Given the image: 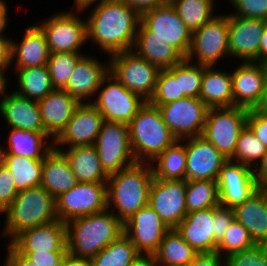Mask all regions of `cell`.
<instances>
[{
  "label": "cell",
  "mask_w": 267,
  "mask_h": 266,
  "mask_svg": "<svg viewBox=\"0 0 267 266\" xmlns=\"http://www.w3.org/2000/svg\"><path fill=\"white\" fill-rule=\"evenodd\" d=\"M267 21L228 15L230 57L259 62V45Z\"/></svg>",
  "instance_id": "obj_20"
},
{
  "label": "cell",
  "mask_w": 267,
  "mask_h": 266,
  "mask_svg": "<svg viewBox=\"0 0 267 266\" xmlns=\"http://www.w3.org/2000/svg\"><path fill=\"white\" fill-rule=\"evenodd\" d=\"M232 74L233 106L256 109L261 101L265 81V64L241 62Z\"/></svg>",
  "instance_id": "obj_21"
},
{
  "label": "cell",
  "mask_w": 267,
  "mask_h": 266,
  "mask_svg": "<svg viewBox=\"0 0 267 266\" xmlns=\"http://www.w3.org/2000/svg\"><path fill=\"white\" fill-rule=\"evenodd\" d=\"M108 73L109 59L108 63L106 61L104 64L96 56L91 57L85 53L75 66L63 90L80 103H91L93 101L92 96H96L102 80Z\"/></svg>",
  "instance_id": "obj_22"
},
{
  "label": "cell",
  "mask_w": 267,
  "mask_h": 266,
  "mask_svg": "<svg viewBox=\"0 0 267 266\" xmlns=\"http://www.w3.org/2000/svg\"><path fill=\"white\" fill-rule=\"evenodd\" d=\"M253 174L259 188L267 189V153L253 169Z\"/></svg>",
  "instance_id": "obj_55"
},
{
  "label": "cell",
  "mask_w": 267,
  "mask_h": 266,
  "mask_svg": "<svg viewBox=\"0 0 267 266\" xmlns=\"http://www.w3.org/2000/svg\"><path fill=\"white\" fill-rule=\"evenodd\" d=\"M18 192L9 169L6 166L0 167V214L12 204Z\"/></svg>",
  "instance_id": "obj_48"
},
{
  "label": "cell",
  "mask_w": 267,
  "mask_h": 266,
  "mask_svg": "<svg viewBox=\"0 0 267 266\" xmlns=\"http://www.w3.org/2000/svg\"><path fill=\"white\" fill-rule=\"evenodd\" d=\"M96 97L91 104L104 121L127 125L146 102L140 95L125 88L110 72L102 80Z\"/></svg>",
  "instance_id": "obj_10"
},
{
  "label": "cell",
  "mask_w": 267,
  "mask_h": 266,
  "mask_svg": "<svg viewBox=\"0 0 267 266\" xmlns=\"http://www.w3.org/2000/svg\"><path fill=\"white\" fill-rule=\"evenodd\" d=\"M186 27L194 32L217 16L215 0H168Z\"/></svg>",
  "instance_id": "obj_38"
},
{
  "label": "cell",
  "mask_w": 267,
  "mask_h": 266,
  "mask_svg": "<svg viewBox=\"0 0 267 266\" xmlns=\"http://www.w3.org/2000/svg\"><path fill=\"white\" fill-rule=\"evenodd\" d=\"M254 244L247 229L234 219L222 240L217 244L216 252L225 258L235 252L248 249Z\"/></svg>",
  "instance_id": "obj_44"
},
{
  "label": "cell",
  "mask_w": 267,
  "mask_h": 266,
  "mask_svg": "<svg viewBox=\"0 0 267 266\" xmlns=\"http://www.w3.org/2000/svg\"><path fill=\"white\" fill-rule=\"evenodd\" d=\"M247 126L267 148V113L257 109H248Z\"/></svg>",
  "instance_id": "obj_50"
},
{
  "label": "cell",
  "mask_w": 267,
  "mask_h": 266,
  "mask_svg": "<svg viewBox=\"0 0 267 266\" xmlns=\"http://www.w3.org/2000/svg\"><path fill=\"white\" fill-rule=\"evenodd\" d=\"M43 160L31 159L19 155H6L5 163L9 172L14 176L15 186L18 191L41 184Z\"/></svg>",
  "instance_id": "obj_37"
},
{
  "label": "cell",
  "mask_w": 267,
  "mask_h": 266,
  "mask_svg": "<svg viewBox=\"0 0 267 266\" xmlns=\"http://www.w3.org/2000/svg\"><path fill=\"white\" fill-rule=\"evenodd\" d=\"M228 34V14H218L210 22L192 32L186 59L203 66H215L219 59L230 57ZM194 59L197 61L194 62Z\"/></svg>",
  "instance_id": "obj_11"
},
{
  "label": "cell",
  "mask_w": 267,
  "mask_h": 266,
  "mask_svg": "<svg viewBox=\"0 0 267 266\" xmlns=\"http://www.w3.org/2000/svg\"><path fill=\"white\" fill-rule=\"evenodd\" d=\"M140 253L130 239L121 235L91 259L92 266H129Z\"/></svg>",
  "instance_id": "obj_39"
},
{
  "label": "cell",
  "mask_w": 267,
  "mask_h": 266,
  "mask_svg": "<svg viewBox=\"0 0 267 266\" xmlns=\"http://www.w3.org/2000/svg\"><path fill=\"white\" fill-rule=\"evenodd\" d=\"M3 148L4 147L0 145V167L4 166L5 163L6 151Z\"/></svg>",
  "instance_id": "obj_63"
},
{
  "label": "cell",
  "mask_w": 267,
  "mask_h": 266,
  "mask_svg": "<svg viewBox=\"0 0 267 266\" xmlns=\"http://www.w3.org/2000/svg\"><path fill=\"white\" fill-rule=\"evenodd\" d=\"M80 102L67 91L54 89L38 101L45 131L55 139L66 127Z\"/></svg>",
  "instance_id": "obj_25"
},
{
  "label": "cell",
  "mask_w": 267,
  "mask_h": 266,
  "mask_svg": "<svg viewBox=\"0 0 267 266\" xmlns=\"http://www.w3.org/2000/svg\"><path fill=\"white\" fill-rule=\"evenodd\" d=\"M14 70L19 85L14 92L19 96L38 102L54 90L47 65Z\"/></svg>",
  "instance_id": "obj_35"
},
{
  "label": "cell",
  "mask_w": 267,
  "mask_h": 266,
  "mask_svg": "<svg viewBox=\"0 0 267 266\" xmlns=\"http://www.w3.org/2000/svg\"><path fill=\"white\" fill-rule=\"evenodd\" d=\"M267 153V148L246 125L237 139L233 157L230 159L253 169Z\"/></svg>",
  "instance_id": "obj_42"
},
{
  "label": "cell",
  "mask_w": 267,
  "mask_h": 266,
  "mask_svg": "<svg viewBox=\"0 0 267 266\" xmlns=\"http://www.w3.org/2000/svg\"><path fill=\"white\" fill-rule=\"evenodd\" d=\"M66 247L69 255L92 259L124 234V223L108 208L65 223Z\"/></svg>",
  "instance_id": "obj_2"
},
{
  "label": "cell",
  "mask_w": 267,
  "mask_h": 266,
  "mask_svg": "<svg viewBox=\"0 0 267 266\" xmlns=\"http://www.w3.org/2000/svg\"><path fill=\"white\" fill-rule=\"evenodd\" d=\"M54 266H64V258L57 264H55Z\"/></svg>",
  "instance_id": "obj_65"
},
{
  "label": "cell",
  "mask_w": 267,
  "mask_h": 266,
  "mask_svg": "<svg viewBox=\"0 0 267 266\" xmlns=\"http://www.w3.org/2000/svg\"><path fill=\"white\" fill-rule=\"evenodd\" d=\"M129 140L136 162L152 163L177 139L162 119L157 106L148 101L129 122Z\"/></svg>",
  "instance_id": "obj_5"
},
{
  "label": "cell",
  "mask_w": 267,
  "mask_h": 266,
  "mask_svg": "<svg viewBox=\"0 0 267 266\" xmlns=\"http://www.w3.org/2000/svg\"><path fill=\"white\" fill-rule=\"evenodd\" d=\"M247 114L248 109L239 106L209 108L201 136L231 159L237 139L247 125Z\"/></svg>",
  "instance_id": "obj_8"
},
{
  "label": "cell",
  "mask_w": 267,
  "mask_h": 266,
  "mask_svg": "<svg viewBox=\"0 0 267 266\" xmlns=\"http://www.w3.org/2000/svg\"><path fill=\"white\" fill-rule=\"evenodd\" d=\"M175 230L198 253L215 251L213 208L187 213Z\"/></svg>",
  "instance_id": "obj_26"
},
{
  "label": "cell",
  "mask_w": 267,
  "mask_h": 266,
  "mask_svg": "<svg viewBox=\"0 0 267 266\" xmlns=\"http://www.w3.org/2000/svg\"><path fill=\"white\" fill-rule=\"evenodd\" d=\"M103 122L102 115L91 103H80L66 127L54 139V148L94 145Z\"/></svg>",
  "instance_id": "obj_18"
},
{
  "label": "cell",
  "mask_w": 267,
  "mask_h": 266,
  "mask_svg": "<svg viewBox=\"0 0 267 266\" xmlns=\"http://www.w3.org/2000/svg\"><path fill=\"white\" fill-rule=\"evenodd\" d=\"M235 219L247 229L255 244H267V189L259 188L234 208Z\"/></svg>",
  "instance_id": "obj_28"
},
{
  "label": "cell",
  "mask_w": 267,
  "mask_h": 266,
  "mask_svg": "<svg viewBox=\"0 0 267 266\" xmlns=\"http://www.w3.org/2000/svg\"><path fill=\"white\" fill-rule=\"evenodd\" d=\"M235 219L233 208L218 205L213 207V222L215 226V251L217 244L222 240L224 234Z\"/></svg>",
  "instance_id": "obj_49"
},
{
  "label": "cell",
  "mask_w": 267,
  "mask_h": 266,
  "mask_svg": "<svg viewBox=\"0 0 267 266\" xmlns=\"http://www.w3.org/2000/svg\"><path fill=\"white\" fill-rule=\"evenodd\" d=\"M157 106L162 119L177 140L201 136L208 107L196 97H185Z\"/></svg>",
  "instance_id": "obj_13"
},
{
  "label": "cell",
  "mask_w": 267,
  "mask_h": 266,
  "mask_svg": "<svg viewBox=\"0 0 267 266\" xmlns=\"http://www.w3.org/2000/svg\"><path fill=\"white\" fill-rule=\"evenodd\" d=\"M64 266H92V263L90 259L76 258L67 253L64 257Z\"/></svg>",
  "instance_id": "obj_60"
},
{
  "label": "cell",
  "mask_w": 267,
  "mask_h": 266,
  "mask_svg": "<svg viewBox=\"0 0 267 266\" xmlns=\"http://www.w3.org/2000/svg\"><path fill=\"white\" fill-rule=\"evenodd\" d=\"M224 266H267V247L254 244L248 249L230 254L224 258Z\"/></svg>",
  "instance_id": "obj_46"
},
{
  "label": "cell",
  "mask_w": 267,
  "mask_h": 266,
  "mask_svg": "<svg viewBox=\"0 0 267 266\" xmlns=\"http://www.w3.org/2000/svg\"><path fill=\"white\" fill-rule=\"evenodd\" d=\"M5 0H0V7L5 3Z\"/></svg>",
  "instance_id": "obj_66"
},
{
  "label": "cell",
  "mask_w": 267,
  "mask_h": 266,
  "mask_svg": "<svg viewBox=\"0 0 267 266\" xmlns=\"http://www.w3.org/2000/svg\"><path fill=\"white\" fill-rule=\"evenodd\" d=\"M67 158L78 182L107 183L109 176L102 169L98 152L94 145L57 149Z\"/></svg>",
  "instance_id": "obj_30"
},
{
  "label": "cell",
  "mask_w": 267,
  "mask_h": 266,
  "mask_svg": "<svg viewBox=\"0 0 267 266\" xmlns=\"http://www.w3.org/2000/svg\"><path fill=\"white\" fill-rule=\"evenodd\" d=\"M185 180L217 181L223 164L228 160L203 136L185 139Z\"/></svg>",
  "instance_id": "obj_19"
},
{
  "label": "cell",
  "mask_w": 267,
  "mask_h": 266,
  "mask_svg": "<svg viewBox=\"0 0 267 266\" xmlns=\"http://www.w3.org/2000/svg\"><path fill=\"white\" fill-rule=\"evenodd\" d=\"M217 185L219 203L228 208L243 203L259 189L253 168L230 159L223 164Z\"/></svg>",
  "instance_id": "obj_16"
},
{
  "label": "cell",
  "mask_w": 267,
  "mask_h": 266,
  "mask_svg": "<svg viewBox=\"0 0 267 266\" xmlns=\"http://www.w3.org/2000/svg\"><path fill=\"white\" fill-rule=\"evenodd\" d=\"M78 183L65 155L53 148L43 160L40 186L56 199Z\"/></svg>",
  "instance_id": "obj_29"
},
{
  "label": "cell",
  "mask_w": 267,
  "mask_h": 266,
  "mask_svg": "<svg viewBox=\"0 0 267 266\" xmlns=\"http://www.w3.org/2000/svg\"><path fill=\"white\" fill-rule=\"evenodd\" d=\"M57 219L64 223L107 209V183L79 182L55 199Z\"/></svg>",
  "instance_id": "obj_14"
},
{
  "label": "cell",
  "mask_w": 267,
  "mask_h": 266,
  "mask_svg": "<svg viewBox=\"0 0 267 266\" xmlns=\"http://www.w3.org/2000/svg\"><path fill=\"white\" fill-rule=\"evenodd\" d=\"M230 2L236 12L229 15L267 21V0H230Z\"/></svg>",
  "instance_id": "obj_47"
},
{
  "label": "cell",
  "mask_w": 267,
  "mask_h": 266,
  "mask_svg": "<svg viewBox=\"0 0 267 266\" xmlns=\"http://www.w3.org/2000/svg\"><path fill=\"white\" fill-rule=\"evenodd\" d=\"M151 163L136 162L109 175L107 181V208L123 223L148 204L153 181ZM117 213H116V211Z\"/></svg>",
  "instance_id": "obj_3"
},
{
  "label": "cell",
  "mask_w": 267,
  "mask_h": 266,
  "mask_svg": "<svg viewBox=\"0 0 267 266\" xmlns=\"http://www.w3.org/2000/svg\"><path fill=\"white\" fill-rule=\"evenodd\" d=\"M38 266H54L66 255L67 251H46V252H20Z\"/></svg>",
  "instance_id": "obj_51"
},
{
  "label": "cell",
  "mask_w": 267,
  "mask_h": 266,
  "mask_svg": "<svg viewBox=\"0 0 267 266\" xmlns=\"http://www.w3.org/2000/svg\"><path fill=\"white\" fill-rule=\"evenodd\" d=\"M84 53L58 52L50 53L47 66L54 89L63 90L72 75L78 61Z\"/></svg>",
  "instance_id": "obj_43"
},
{
  "label": "cell",
  "mask_w": 267,
  "mask_h": 266,
  "mask_svg": "<svg viewBox=\"0 0 267 266\" xmlns=\"http://www.w3.org/2000/svg\"><path fill=\"white\" fill-rule=\"evenodd\" d=\"M167 70L175 79H179L180 99L185 97L199 98L204 73L203 65L194 64L184 58L178 65Z\"/></svg>",
  "instance_id": "obj_41"
},
{
  "label": "cell",
  "mask_w": 267,
  "mask_h": 266,
  "mask_svg": "<svg viewBox=\"0 0 267 266\" xmlns=\"http://www.w3.org/2000/svg\"><path fill=\"white\" fill-rule=\"evenodd\" d=\"M5 263L3 264L4 266H14L7 258H5Z\"/></svg>",
  "instance_id": "obj_64"
},
{
  "label": "cell",
  "mask_w": 267,
  "mask_h": 266,
  "mask_svg": "<svg viewBox=\"0 0 267 266\" xmlns=\"http://www.w3.org/2000/svg\"><path fill=\"white\" fill-rule=\"evenodd\" d=\"M3 213L5 225L0 234L9 243L24 230L57 220L55 198L42 186L19 191Z\"/></svg>",
  "instance_id": "obj_4"
},
{
  "label": "cell",
  "mask_w": 267,
  "mask_h": 266,
  "mask_svg": "<svg viewBox=\"0 0 267 266\" xmlns=\"http://www.w3.org/2000/svg\"><path fill=\"white\" fill-rule=\"evenodd\" d=\"M10 129L6 142L8 150L5 148L6 155H19L44 160L46 155L54 148V139L47 132ZM48 139H51L50 142Z\"/></svg>",
  "instance_id": "obj_31"
},
{
  "label": "cell",
  "mask_w": 267,
  "mask_h": 266,
  "mask_svg": "<svg viewBox=\"0 0 267 266\" xmlns=\"http://www.w3.org/2000/svg\"><path fill=\"white\" fill-rule=\"evenodd\" d=\"M186 185V180L156 178L151 183L148 205L170 229H175L187 215Z\"/></svg>",
  "instance_id": "obj_15"
},
{
  "label": "cell",
  "mask_w": 267,
  "mask_h": 266,
  "mask_svg": "<svg viewBox=\"0 0 267 266\" xmlns=\"http://www.w3.org/2000/svg\"><path fill=\"white\" fill-rule=\"evenodd\" d=\"M129 266H159L156 263L154 255L140 254L134 259Z\"/></svg>",
  "instance_id": "obj_57"
},
{
  "label": "cell",
  "mask_w": 267,
  "mask_h": 266,
  "mask_svg": "<svg viewBox=\"0 0 267 266\" xmlns=\"http://www.w3.org/2000/svg\"><path fill=\"white\" fill-rule=\"evenodd\" d=\"M11 39H0V69L6 72L11 67ZM8 69V70H7Z\"/></svg>",
  "instance_id": "obj_56"
},
{
  "label": "cell",
  "mask_w": 267,
  "mask_h": 266,
  "mask_svg": "<svg viewBox=\"0 0 267 266\" xmlns=\"http://www.w3.org/2000/svg\"><path fill=\"white\" fill-rule=\"evenodd\" d=\"M0 113L10 128L46 132L41 120L38 102L13 92L0 98Z\"/></svg>",
  "instance_id": "obj_24"
},
{
  "label": "cell",
  "mask_w": 267,
  "mask_h": 266,
  "mask_svg": "<svg viewBox=\"0 0 267 266\" xmlns=\"http://www.w3.org/2000/svg\"><path fill=\"white\" fill-rule=\"evenodd\" d=\"M187 266H224V258L216 251L201 252Z\"/></svg>",
  "instance_id": "obj_52"
},
{
  "label": "cell",
  "mask_w": 267,
  "mask_h": 266,
  "mask_svg": "<svg viewBox=\"0 0 267 266\" xmlns=\"http://www.w3.org/2000/svg\"><path fill=\"white\" fill-rule=\"evenodd\" d=\"M75 10V11H74ZM83 12L80 7L66 12H57L51 15L44 22L36 24L45 34L50 53L77 52L87 41L86 19L80 17Z\"/></svg>",
  "instance_id": "obj_7"
},
{
  "label": "cell",
  "mask_w": 267,
  "mask_h": 266,
  "mask_svg": "<svg viewBox=\"0 0 267 266\" xmlns=\"http://www.w3.org/2000/svg\"><path fill=\"white\" fill-rule=\"evenodd\" d=\"M169 230L148 204L124 222V234L140 254L153 255Z\"/></svg>",
  "instance_id": "obj_17"
},
{
  "label": "cell",
  "mask_w": 267,
  "mask_h": 266,
  "mask_svg": "<svg viewBox=\"0 0 267 266\" xmlns=\"http://www.w3.org/2000/svg\"><path fill=\"white\" fill-rule=\"evenodd\" d=\"M259 63H267V24L263 30L259 45Z\"/></svg>",
  "instance_id": "obj_59"
},
{
  "label": "cell",
  "mask_w": 267,
  "mask_h": 266,
  "mask_svg": "<svg viewBox=\"0 0 267 266\" xmlns=\"http://www.w3.org/2000/svg\"><path fill=\"white\" fill-rule=\"evenodd\" d=\"M10 46L13 69L47 65L50 52L46 37L36 24L27 27L21 41L11 38Z\"/></svg>",
  "instance_id": "obj_27"
},
{
  "label": "cell",
  "mask_w": 267,
  "mask_h": 266,
  "mask_svg": "<svg viewBox=\"0 0 267 266\" xmlns=\"http://www.w3.org/2000/svg\"><path fill=\"white\" fill-rule=\"evenodd\" d=\"M89 7L93 9L86 17L87 42L92 40L108 56L132 50L140 15L123 0H96L81 9Z\"/></svg>",
  "instance_id": "obj_1"
},
{
  "label": "cell",
  "mask_w": 267,
  "mask_h": 266,
  "mask_svg": "<svg viewBox=\"0 0 267 266\" xmlns=\"http://www.w3.org/2000/svg\"><path fill=\"white\" fill-rule=\"evenodd\" d=\"M6 74V71L4 69H0V97L5 95L6 94V89L9 88L7 87V83L9 82L8 81V78H7V75Z\"/></svg>",
  "instance_id": "obj_62"
},
{
  "label": "cell",
  "mask_w": 267,
  "mask_h": 266,
  "mask_svg": "<svg viewBox=\"0 0 267 266\" xmlns=\"http://www.w3.org/2000/svg\"><path fill=\"white\" fill-rule=\"evenodd\" d=\"M219 192L217 181L192 180L186 185V210L187 213L217 207Z\"/></svg>",
  "instance_id": "obj_40"
},
{
  "label": "cell",
  "mask_w": 267,
  "mask_h": 266,
  "mask_svg": "<svg viewBox=\"0 0 267 266\" xmlns=\"http://www.w3.org/2000/svg\"><path fill=\"white\" fill-rule=\"evenodd\" d=\"M197 253L175 229H170L153 255L159 266H187Z\"/></svg>",
  "instance_id": "obj_34"
},
{
  "label": "cell",
  "mask_w": 267,
  "mask_h": 266,
  "mask_svg": "<svg viewBox=\"0 0 267 266\" xmlns=\"http://www.w3.org/2000/svg\"><path fill=\"white\" fill-rule=\"evenodd\" d=\"M132 51L159 69L171 68L184 59L174 47L158 37H136Z\"/></svg>",
  "instance_id": "obj_33"
},
{
  "label": "cell",
  "mask_w": 267,
  "mask_h": 266,
  "mask_svg": "<svg viewBox=\"0 0 267 266\" xmlns=\"http://www.w3.org/2000/svg\"><path fill=\"white\" fill-rule=\"evenodd\" d=\"M265 72L263 95L260 104L256 109L267 113V63H265Z\"/></svg>",
  "instance_id": "obj_61"
},
{
  "label": "cell",
  "mask_w": 267,
  "mask_h": 266,
  "mask_svg": "<svg viewBox=\"0 0 267 266\" xmlns=\"http://www.w3.org/2000/svg\"><path fill=\"white\" fill-rule=\"evenodd\" d=\"M108 58L109 72L125 88L149 101L154 94L160 69L132 50L119 52Z\"/></svg>",
  "instance_id": "obj_9"
},
{
  "label": "cell",
  "mask_w": 267,
  "mask_h": 266,
  "mask_svg": "<svg viewBox=\"0 0 267 266\" xmlns=\"http://www.w3.org/2000/svg\"><path fill=\"white\" fill-rule=\"evenodd\" d=\"M204 66L199 98L208 108L233 106L232 74Z\"/></svg>",
  "instance_id": "obj_32"
},
{
  "label": "cell",
  "mask_w": 267,
  "mask_h": 266,
  "mask_svg": "<svg viewBox=\"0 0 267 266\" xmlns=\"http://www.w3.org/2000/svg\"><path fill=\"white\" fill-rule=\"evenodd\" d=\"M186 165L185 139L175 141L151 163L154 178L173 181L185 180Z\"/></svg>",
  "instance_id": "obj_36"
},
{
  "label": "cell",
  "mask_w": 267,
  "mask_h": 266,
  "mask_svg": "<svg viewBox=\"0 0 267 266\" xmlns=\"http://www.w3.org/2000/svg\"><path fill=\"white\" fill-rule=\"evenodd\" d=\"M19 252L67 251L66 225L55 220L24 230L10 242Z\"/></svg>",
  "instance_id": "obj_23"
},
{
  "label": "cell",
  "mask_w": 267,
  "mask_h": 266,
  "mask_svg": "<svg viewBox=\"0 0 267 266\" xmlns=\"http://www.w3.org/2000/svg\"><path fill=\"white\" fill-rule=\"evenodd\" d=\"M8 252L6 258L14 266H38L35 265L30 259H28L24 254H21L11 243H8Z\"/></svg>",
  "instance_id": "obj_54"
},
{
  "label": "cell",
  "mask_w": 267,
  "mask_h": 266,
  "mask_svg": "<svg viewBox=\"0 0 267 266\" xmlns=\"http://www.w3.org/2000/svg\"><path fill=\"white\" fill-rule=\"evenodd\" d=\"M136 37H158L186 58L191 45L192 32L168 1L140 15Z\"/></svg>",
  "instance_id": "obj_6"
},
{
  "label": "cell",
  "mask_w": 267,
  "mask_h": 266,
  "mask_svg": "<svg viewBox=\"0 0 267 266\" xmlns=\"http://www.w3.org/2000/svg\"><path fill=\"white\" fill-rule=\"evenodd\" d=\"M179 99V79H175L167 69H160L154 94L148 102L152 105H163Z\"/></svg>",
  "instance_id": "obj_45"
},
{
  "label": "cell",
  "mask_w": 267,
  "mask_h": 266,
  "mask_svg": "<svg viewBox=\"0 0 267 266\" xmlns=\"http://www.w3.org/2000/svg\"><path fill=\"white\" fill-rule=\"evenodd\" d=\"M129 7L134 9L139 15L146 11L153 10L168 2V0H123Z\"/></svg>",
  "instance_id": "obj_53"
},
{
  "label": "cell",
  "mask_w": 267,
  "mask_h": 266,
  "mask_svg": "<svg viewBox=\"0 0 267 266\" xmlns=\"http://www.w3.org/2000/svg\"><path fill=\"white\" fill-rule=\"evenodd\" d=\"M8 5L5 2L1 7H0V39H11V37L5 36L6 34L4 31H6V27L8 26Z\"/></svg>",
  "instance_id": "obj_58"
},
{
  "label": "cell",
  "mask_w": 267,
  "mask_h": 266,
  "mask_svg": "<svg viewBox=\"0 0 267 266\" xmlns=\"http://www.w3.org/2000/svg\"><path fill=\"white\" fill-rule=\"evenodd\" d=\"M94 146L108 176L136 163L127 124L104 121Z\"/></svg>",
  "instance_id": "obj_12"
}]
</instances>
